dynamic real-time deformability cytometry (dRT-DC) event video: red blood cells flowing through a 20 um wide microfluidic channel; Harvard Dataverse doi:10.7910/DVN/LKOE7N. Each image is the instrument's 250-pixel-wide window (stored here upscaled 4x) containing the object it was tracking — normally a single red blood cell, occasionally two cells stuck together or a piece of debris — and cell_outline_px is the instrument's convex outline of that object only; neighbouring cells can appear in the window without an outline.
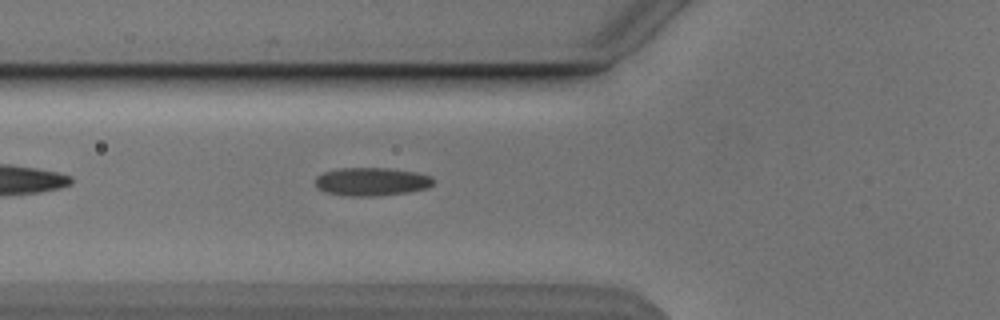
{"species": "Egyptian fruit bat (a non-hibernating species)", "species_latin": "Rousettus aegyptiacus", "temperature_condition": "cold", "stored_images_in_passage": 6, "camera_frame_rate_fps": 3000, "um_per_image_px": 0.085, "animal": {"sex": "male"}, "frame": {"image": 1, "passage_image": 6, "time_ms": 6.667, "image_size_px": [1000, 320], "cell_outline_px": [[432, 184], [428, 188], [408, 192], [372, 196], [348, 196], [324, 192], [316, 188], [316, 176], [324, 172], [336, 168], [388, 168], [416, 172], [432, 176]], "centroid_in_image_um": [31.55, 15.43], "position_along_channel_um": 94.2, "area_um2": 19.48}}